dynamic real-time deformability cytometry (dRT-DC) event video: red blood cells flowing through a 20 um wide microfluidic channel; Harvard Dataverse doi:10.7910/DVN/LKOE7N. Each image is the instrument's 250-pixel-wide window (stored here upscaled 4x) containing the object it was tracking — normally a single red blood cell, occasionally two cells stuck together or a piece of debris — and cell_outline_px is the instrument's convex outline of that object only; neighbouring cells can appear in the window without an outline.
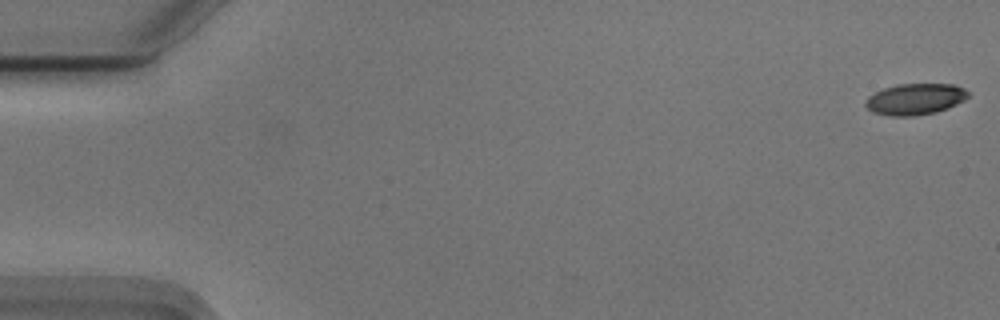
{"species": "Egyptian fruit bat (a non-hibernating species)", "species_latin": "Rousettus aegyptiacus", "temperature_condition": "cold", "stored_images_in_passage": 55, "camera_frame_rate_fps": 3000, "um_per_image_px": 0.085, "animal": {"sex": "male"}, "frame": {"image": 1, "passage_image": 1, "time_ms": 0.0, "image_size_px": [1000, 320], "cell_outline_px": [[968, 96], [964, 100], [948, 108], [936, 112], [912, 116], [892, 116], [872, 112], [864, 104], [864, 100], [868, 96], [884, 88], [896, 84], [952, 84], [964, 88], [968, 92]], "centroid_in_image_um": [77.77, 8.42], "position_along_channel_um": 7.2, "area_um2": 18.67}}
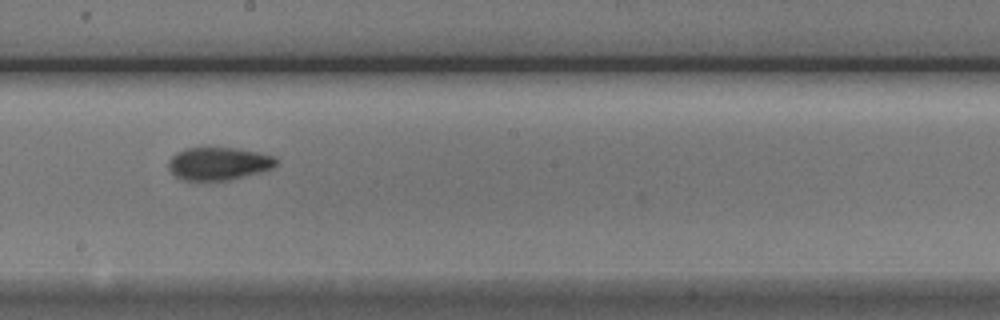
{"frame": {"image": 2, "passage_image": 31, "time_ms": 10.0, "image_size_px": [1000, 320], "cell_outline_px": [[276, 164], [272, 168], [260, 172], [228, 180], [184, 180], [176, 176], [168, 168], [168, 160], [176, 152], [184, 148], [240, 148], [276, 156]], "centroid_in_image_um": [18.57, 13.89], "position_along_channel_um": 229.6, "area_um2": 20.58}}
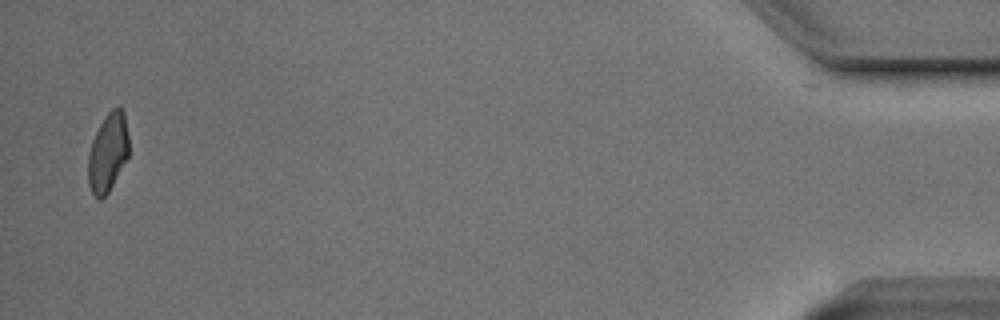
{"frame": {"image": 3, "passage_image": 54, "time_ms": 17.667, "image_size_px": [1000, 320], "cell_outline_px": [[128, 156], [108, 192], [100, 200], [92, 192], [88, 184], [88, 156], [92, 140], [100, 124], [108, 112], [112, 108], [120, 108], [124, 112], [128, 136]], "centroid_in_image_um": [9.16, 12.96], "position_along_channel_um": 426.0, "area_um2": 18.32}, "authors_computed_cell_mechanics": {"area_um2": 19.8254, "velocity_mm_per_s": 3.7329, "shape_relaxation_time_tau1_ms": 5.029, "shape_relaxation_time_tau2_ms": 2.44, "deformation_change_tau1": 0.1517, "deformation_change_tau2": 0.0754}}